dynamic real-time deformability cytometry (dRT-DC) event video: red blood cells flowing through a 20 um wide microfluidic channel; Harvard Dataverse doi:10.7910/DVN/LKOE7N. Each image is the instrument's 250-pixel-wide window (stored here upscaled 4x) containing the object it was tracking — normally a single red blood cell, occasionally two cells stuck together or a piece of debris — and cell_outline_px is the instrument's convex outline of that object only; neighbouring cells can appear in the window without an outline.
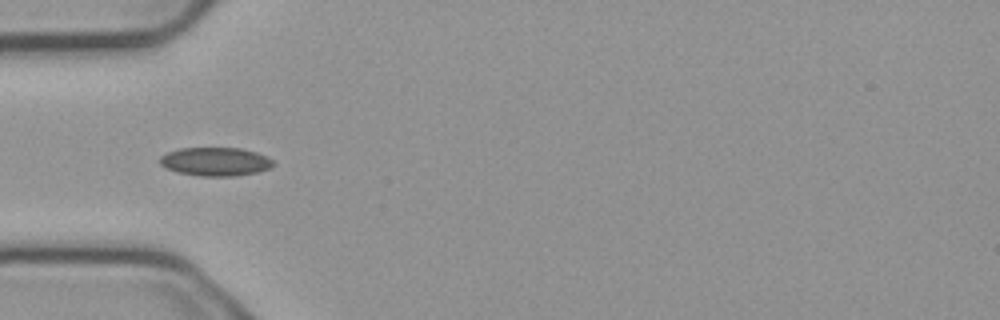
{"species": "common noctule bat (a hibernating species)", "species_latin": "Nyctalus noctula", "temperature_condition": "cold", "stored_images_in_passage": 5, "camera_frame_rate_fps": 3000, "um_per_image_px": 0.085, "animal": {"sex": "male", "body_mass_g": 23.1, "forearm_length_mm": 52.7}, "frame": {"image": 1, "passage_image": 4, "time_ms": 1.0, "image_size_px": [1000, 320], "cell_outline_px": [[276, 164], [268, 168], [256, 172], [236, 176], [200, 176], [176, 172], [164, 168], [160, 164], [160, 156], [168, 152], [180, 148], [240, 148], [256, 152], [272, 160]], "centroid_in_image_um": [18.27, 13.74], "position_along_channel_um": 66.7, "area_um2": 18.84}}
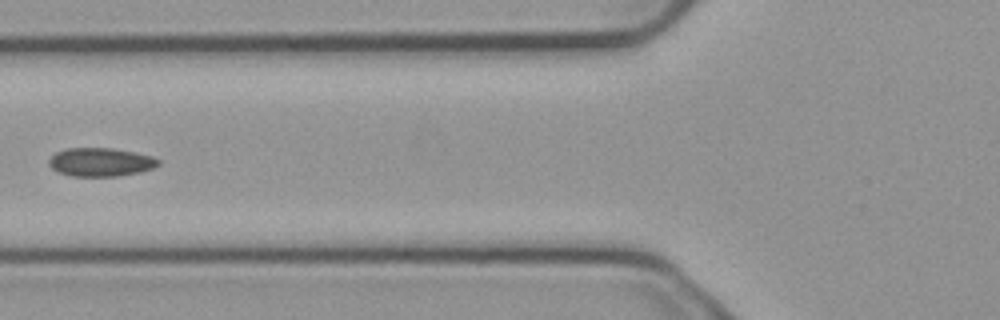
{"frame": {"image": 2, "passage_image": 5, "time_ms": 1.333, "image_size_px": [1000, 320], "cell_outline_px": [[160, 164], [152, 168], [140, 172], [120, 176], [72, 176], [60, 172], [52, 168], [48, 164], [48, 160], [56, 152], [68, 148], [112, 148], [152, 156], [160, 160]], "centroid_in_image_um": [8.56, 13.78], "position_along_channel_um": 117.2, "area_um2": 18.09}}